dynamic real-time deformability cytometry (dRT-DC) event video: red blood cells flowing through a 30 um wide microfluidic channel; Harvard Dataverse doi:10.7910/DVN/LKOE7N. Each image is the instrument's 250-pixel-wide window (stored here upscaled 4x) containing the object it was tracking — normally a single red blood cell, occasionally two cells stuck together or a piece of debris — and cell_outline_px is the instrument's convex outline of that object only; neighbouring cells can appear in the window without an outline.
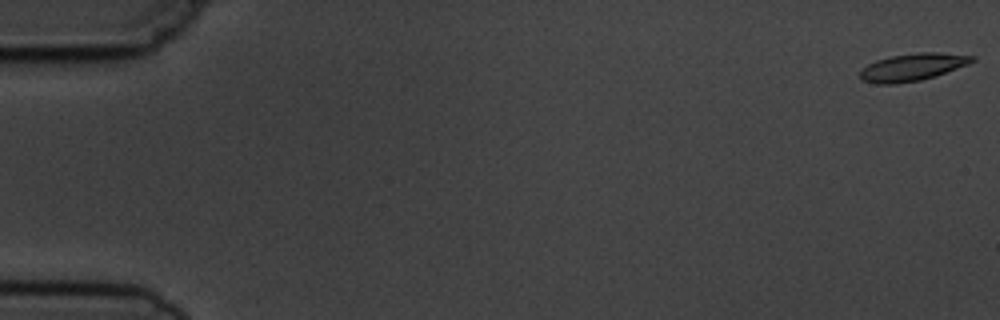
{"species": "common noctule bat (a hibernating species)", "species_latin": "Nyctalus noctula", "temperature_condition": "cold", "stored_images_in_passage": 6, "camera_frame_rate_fps": 3000, "um_per_image_px": 0.085, "animal": {"sex": "male", "body_mass_g": 19.5, "forearm_length_mm": 54.6}, "frame": {"image": 1, "passage_image": 1, "time_ms": 0.0, "image_size_px": [1000, 320], "cell_outline_px": [[976, 60], [968, 64], [920, 80], [896, 84], [876, 84], [860, 80], [860, 72], [868, 64], [876, 60], [892, 56], [920, 52], [940, 52], [976, 56]], "centroid_in_image_um": [77.54, 5.7], "position_along_channel_um": 7.5, "area_um2": 17.69}}
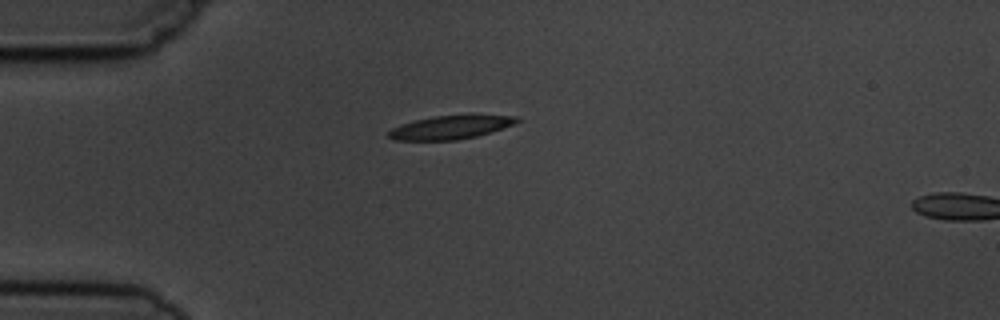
{"frame": {"image": 2, "passage_image": 5, "time_ms": 4.667, "image_size_px": [1000, 320], "cell_outline_px": [[520, 120], [512, 124], [476, 136], [456, 140], [392, 140], [388, 136], [388, 132], [392, 128], [400, 124], [432, 116], [468, 112], [472, 112], [516, 116]], "centroid_in_image_um": [38.31, 10.76], "position_along_channel_um": 46.7, "area_um2": 18.21}}